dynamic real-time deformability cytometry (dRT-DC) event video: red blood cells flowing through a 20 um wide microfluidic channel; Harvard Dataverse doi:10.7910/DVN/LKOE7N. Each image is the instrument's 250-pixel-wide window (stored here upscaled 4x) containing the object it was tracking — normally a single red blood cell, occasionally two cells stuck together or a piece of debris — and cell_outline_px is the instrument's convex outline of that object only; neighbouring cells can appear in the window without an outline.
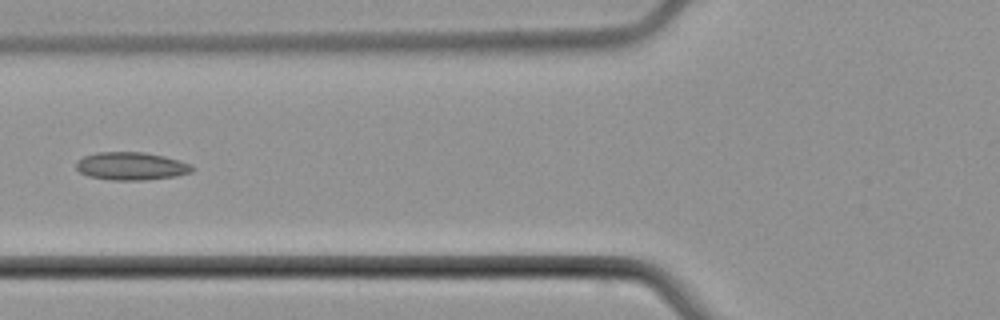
{"species": "common noctule bat (a hibernating species)", "species_latin": "Nyctalus noctula", "temperature_condition": "cold", "stored_images_in_passage": 3, "camera_frame_rate_fps": 3000, "um_per_image_px": 0.085, "animal": {"sex": "male", "body_mass_g": 21.5, "forearm_length_mm": 52.0}, "frame": {"image": 1, "passage_image": 2, "time_ms": 1.333, "image_size_px": [1000, 320], "cell_outline_px": [[196, 168], [192, 172], [176, 176], [144, 180], [112, 180], [88, 176], [80, 172], [76, 168], [76, 164], [84, 156], [100, 152], [144, 152], [164, 156], [192, 164]], "centroid_in_image_um": [11.2, 14.12], "position_along_channel_um": 114.6, "area_um2": 18.84}}
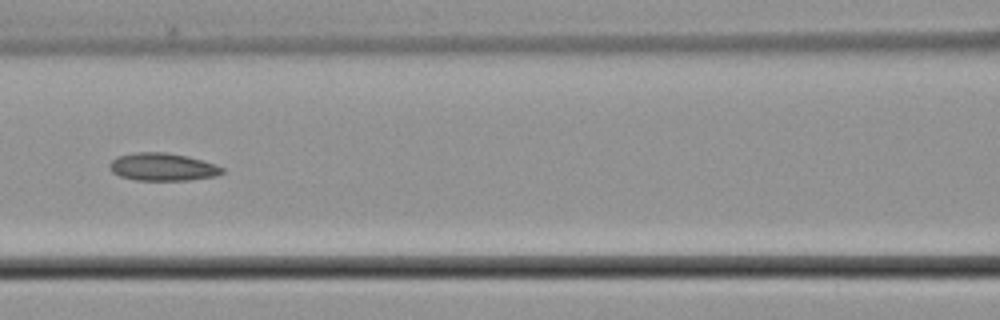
{"frame": {"image": 2, "passage_image": 3, "time_ms": 2.333, "image_size_px": [1000, 320], "cell_outline_px": [[224, 172], [216, 176], [188, 180], [136, 180], [120, 176], [112, 172], [108, 164], [116, 156], [132, 152], [164, 152], [188, 156], [216, 164], [224, 168]], "centroid_in_image_um": [13.81, 14.18], "position_along_channel_um": 152.8, "area_um2": 18.32}}